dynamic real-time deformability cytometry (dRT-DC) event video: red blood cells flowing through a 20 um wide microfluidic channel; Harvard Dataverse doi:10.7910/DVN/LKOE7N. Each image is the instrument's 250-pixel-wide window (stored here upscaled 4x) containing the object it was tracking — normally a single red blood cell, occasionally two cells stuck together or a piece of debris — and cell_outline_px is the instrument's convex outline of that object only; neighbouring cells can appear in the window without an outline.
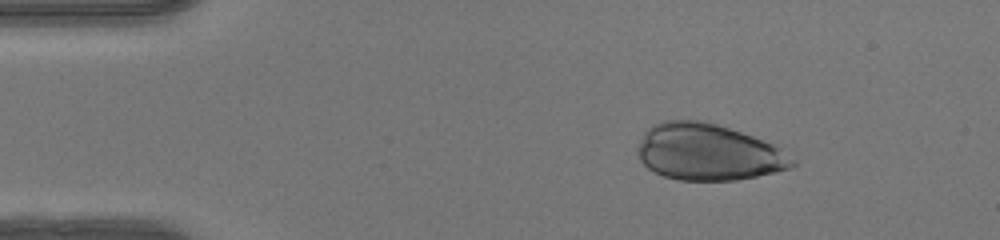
{"species": "human", "species_latin": "Homo sapiens", "temperature_condition": "warm", "stored_images_in_passage": 50, "segment_of_instrument_passage": [2, 2], "camera_frame_rate_fps": 3000, "um_per_image_px": 0.085, "donor": {"sex": "female"}, "frame": {"image": 1, "passage_image": 8, "time_ms": 2.333, "image_size_px": [1000, 240], "cell_outline_px": [[780, 168], [768, 172], [752, 176], [724, 180], [688, 180], [668, 176], [656, 172], [644, 160], [644, 144], [656, 128], [668, 124], [704, 124], [724, 128], [748, 136], [772, 148]], "centroid_in_image_um": [60.07, 13.02], "position_along_channel_um": 24.9, "area_um2": 43.06}}
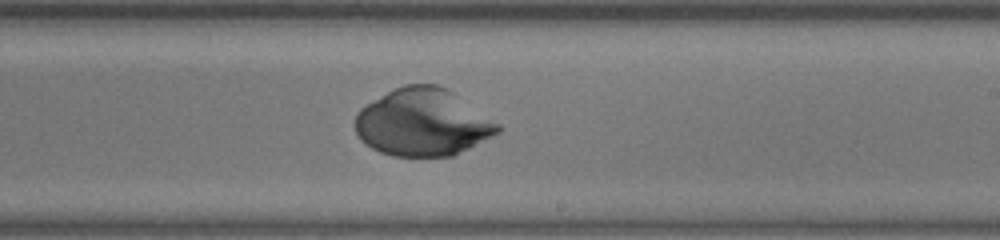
{"frame": {"image": 2, "passage_image": 30, "time_ms": 9.667, "image_size_px": [1000, 240], "cell_outline_px": [[500, 128], [456, 152], [440, 156], [400, 156], [384, 152], [368, 144], [360, 136], [356, 128], [356, 116], [368, 104], [400, 88], [412, 84], [428, 84]], "centroid_in_image_um": [35.73, 10.47], "position_along_channel_um": 253.3, "area_um2": 50.17}}
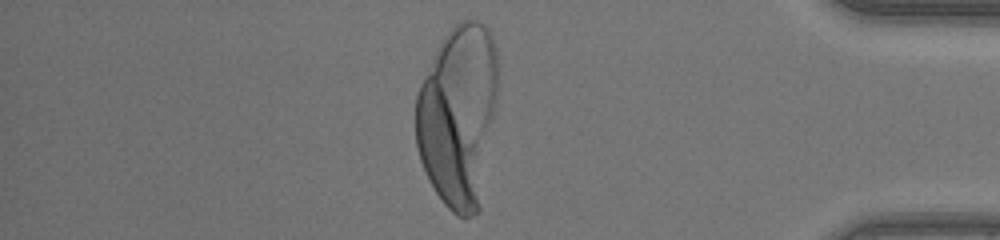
{"frame": {"image": 3, "passage_image": 43, "time_ms": 14.0, "image_size_px": [1000, 240], "cell_outline_px": [[476, 208], [464, 216], [456, 212], [440, 196], [432, 184], [424, 168], [420, 156], [416, 140], [416, 100], [420, 88], [448, 40], [456, 32], [476, 204]], "centroid_in_image_um": [37.91, 11.18], "position_along_channel_um": 397.3, "area_um2": 49.65}}